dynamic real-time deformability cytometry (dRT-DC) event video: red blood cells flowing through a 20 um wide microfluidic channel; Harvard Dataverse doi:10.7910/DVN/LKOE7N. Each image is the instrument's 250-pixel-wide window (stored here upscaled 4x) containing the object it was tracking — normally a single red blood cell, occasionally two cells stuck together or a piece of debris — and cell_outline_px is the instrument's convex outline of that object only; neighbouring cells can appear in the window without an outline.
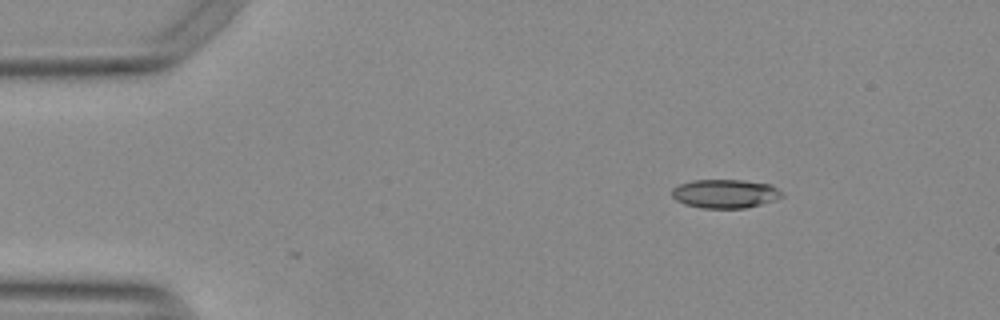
{"species": "Egyptian fruit bat (a non-hibernating species)", "species_latin": "Rousettus aegyptiacus", "temperature_condition": "warm", "stored_images_in_passage": 3, "camera_frame_rate_fps": 3000, "um_per_image_px": 0.085, "animal": {"sex": "female"}, "frame": {"image": 1, "passage_image": 1, "time_ms": 0.0, "image_size_px": [1000, 320], "cell_outline_px": [[784, 196], [760, 204], [744, 208], [700, 208], [684, 204], [676, 200], [672, 196], [672, 188], [680, 184], [692, 180], [744, 180], [772, 184], [784, 192]], "centroid_in_image_um": [61.64, 16.45], "position_along_channel_um": 23.4, "area_um2": 18.55}}